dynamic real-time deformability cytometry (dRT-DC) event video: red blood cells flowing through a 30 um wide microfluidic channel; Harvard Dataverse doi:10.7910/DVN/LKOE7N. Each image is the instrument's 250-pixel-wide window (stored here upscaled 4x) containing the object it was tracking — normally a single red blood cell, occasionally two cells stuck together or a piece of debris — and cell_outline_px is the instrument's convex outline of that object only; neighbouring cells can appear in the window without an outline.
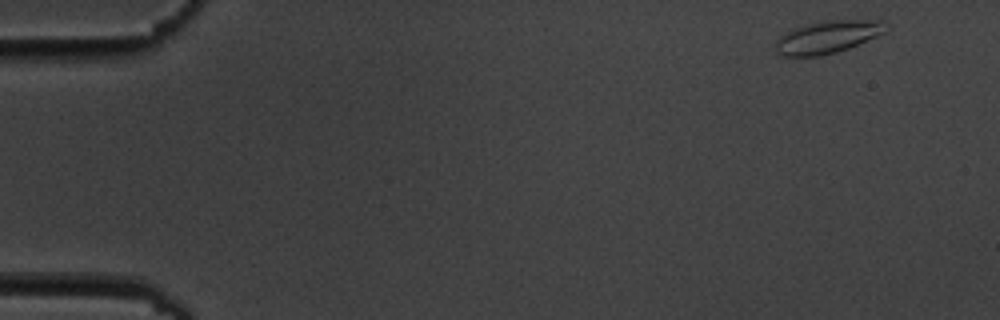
{"species": "common noctule bat (a hibernating species)", "species_latin": "Nyctalus noctula", "temperature_condition": "cold", "stored_images_in_passage": 4, "camera_frame_rate_fps": 3000, "um_per_image_px": 0.085, "animal": {"sex": "male", "body_mass_g": 19.5, "forearm_length_mm": 54.6}, "frame": {"image": 1, "passage_image": 1, "time_ms": 0.0, "image_size_px": [1000, 320], "cell_outline_px": [[884, 32], [876, 36], [848, 48], [836, 52], [820, 56], [784, 56], [776, 52], [776, 40], [780, 36], [792, 28], [804, 24], [824, 20], [880, 20]], "centroid_in_image_um": [70.25, 3.15], "position_along_channel_um": 14.8, "area_um2": 20.58}}
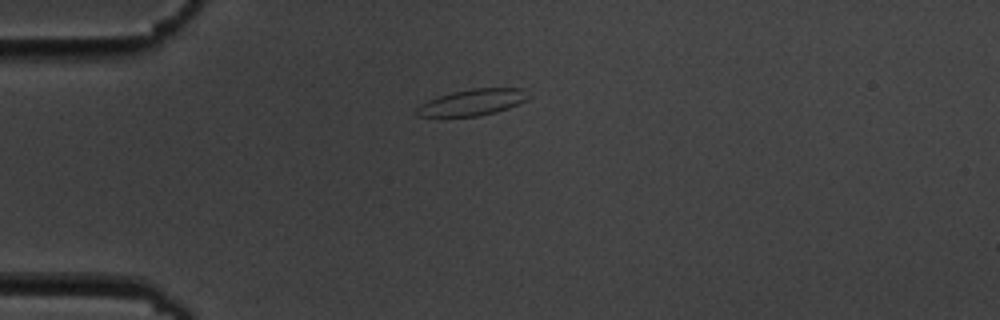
{"frame": {"image": 2, "passage_image": 4, "time_ms": 3.667, "image_size_px": [1000, 320], "cell_outline_px": [[532, 96], [528, 100], [508, 108], [496, 112], [480, 116], [416, 116], [416, 108], [420, 104], [428, 100], [452, 92], [472, 88], [524, 88]], "centroid_in_image_um": [40.22, 8.69], "position_along_channel_um": 44.8, "area_um2": 17.22}}